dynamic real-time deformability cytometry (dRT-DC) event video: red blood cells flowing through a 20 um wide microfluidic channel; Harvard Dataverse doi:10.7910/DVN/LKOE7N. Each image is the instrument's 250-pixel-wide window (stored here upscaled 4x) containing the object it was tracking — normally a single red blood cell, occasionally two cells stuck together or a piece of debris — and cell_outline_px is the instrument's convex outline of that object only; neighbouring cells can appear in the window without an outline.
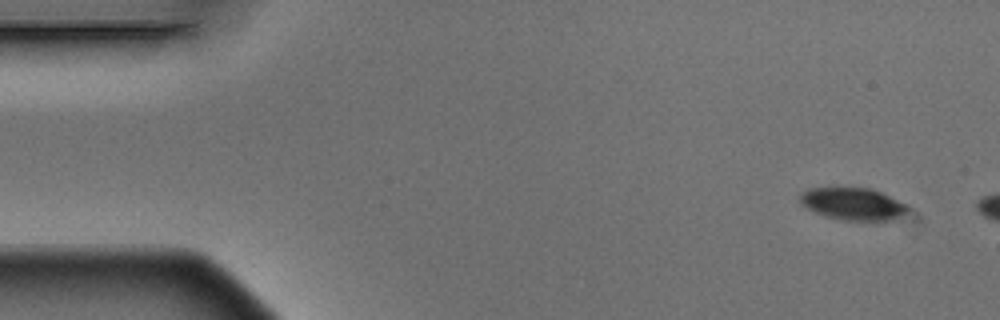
{"species": "Egyptian fruit bat (a non-hibernating species)", "species_latin": "Rousettus aegyptiacus", "temperature_condition": "warm", "stored_images_in_passage": 2, "camera_frame_rate_fps": 3000, "um_per_image_px": 0.085, "animal": {"sex": "male"}, "frame": {"image": 1, "passage_image": 1, "time_ms": 0.0, "image_size_px": [1000, 320], "cell_outline_px": [[908, 208], [892, 220], [844, 220], [828, 216], [816, 212], [800, 204], [800, 196], [808, 188], [868, 188], [880, 192], [908, 204]], "centroid_in_image_um": [72.48, 17.32], "position_along_channel_um": 12.5, "area_um2": 19.71}}